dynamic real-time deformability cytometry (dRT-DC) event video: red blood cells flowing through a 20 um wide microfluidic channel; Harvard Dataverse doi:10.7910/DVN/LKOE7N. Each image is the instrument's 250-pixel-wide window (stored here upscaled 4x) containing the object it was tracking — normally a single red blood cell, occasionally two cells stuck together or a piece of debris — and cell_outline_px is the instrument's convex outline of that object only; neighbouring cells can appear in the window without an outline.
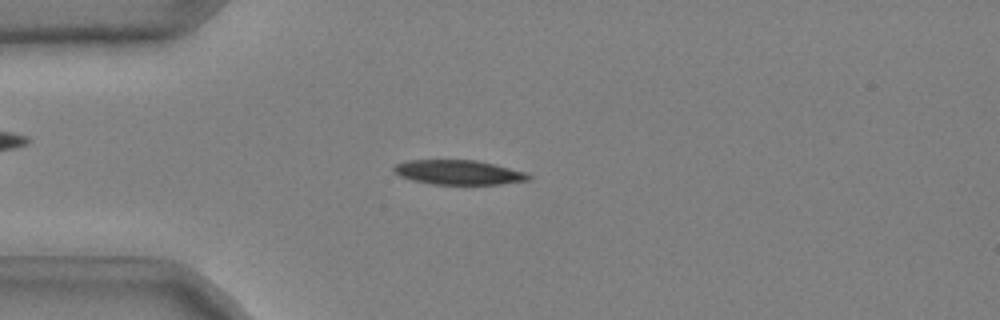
{"species": "common noctule bat (a hibernating species)", "species_latin": "Nyctalus noctula", "temperature_condition": "cold", "stored_images_in_passage": 42, "camera_frame_rate_fps": 3000, "um_per_image_px": 0.085, "animal": {"sex": "male", "body_mass_g": 20.4}, "frame": {"image": 1, "passage_image": 4, "time_ms": 1.0, "image_size_px": [1000, 320], "cell_outline_px": [[532, 176], [528, 180], [500, 184], [432, 184], [412, 180], [400, 176], [392, 172], [392, 168], [396, 164], [408, 160], [476, 160], [496, 164], [524, 172]], "centroid_in_image_um": [38.94, 14.64], "position_along_channel_um": 46.1, "area_um2": 19.25}}
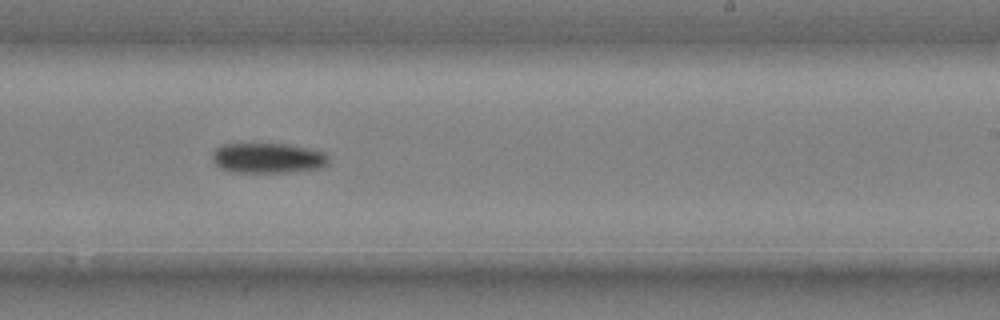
{"frame": {"image": 2, "passage_image": 23, "time_ms": 7.333, "image_size_px": [1000, 320], "cell_outline_px": [[328, 164], [324, 168], [296, 172], [232, 172], [220, 168], [212, 160], [212, 152], [216, 148], [224, 144], [288, 144], [324, 152], [328, 156]], "centroid_in_image_um": [22.79, 13.45], "position_along_channel_um": 266.2, "area_um2": 20.63}}
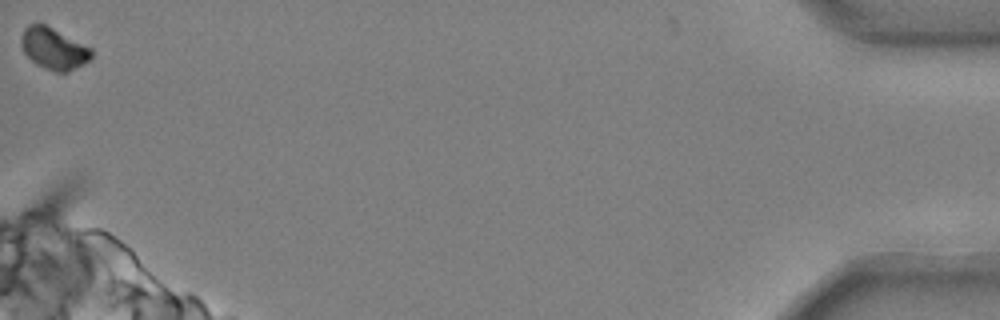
{"frame": {"image": 3, "passage_image": 42, "time_ms": 13.667, "image_size_px": [1000, 320], "cell_outline_px": [[92, 60], [68, 72], [56, 72], [44, 68], [36, 64], [24, 52], [20, 44], [20, 40], [24, 28], [28, 24], [44, 24], [92, 48]], "centroid_in_image_um": [4.57, 4.14], "position_along_channel_um": 430.6, "area_um2": 16.99}, "authors_computed_cell_mechanics": {"area_um2": 20.3456, "velocity_mm_per_s": 3.7169, "shape_relaxation_time_tau1_ms": 2.6532, "shape_relaxation_time_tau2_ms": null, "deformation_change_tau1": 0.0981, "deformation_change_tau2": null}}